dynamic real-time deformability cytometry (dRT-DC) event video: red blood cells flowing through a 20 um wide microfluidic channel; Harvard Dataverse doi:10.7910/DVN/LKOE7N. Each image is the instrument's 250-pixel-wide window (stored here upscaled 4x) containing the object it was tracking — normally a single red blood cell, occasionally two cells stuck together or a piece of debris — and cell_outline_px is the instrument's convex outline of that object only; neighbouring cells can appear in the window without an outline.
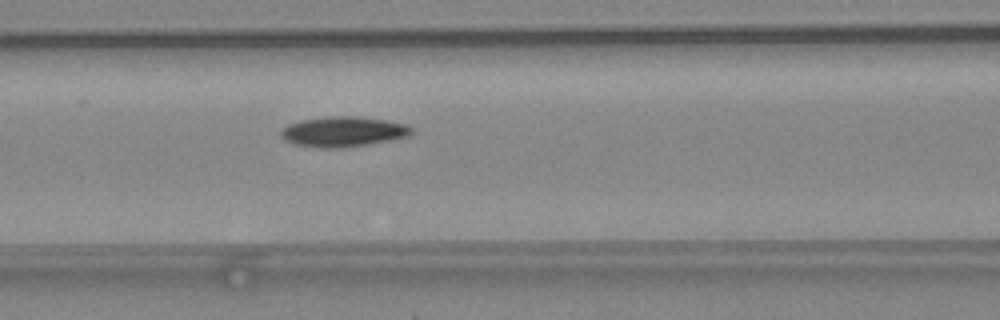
{"species": "common noctule bat (a hibernating species)", "species_latin": "Nyctalus noctula", "temperature_condition": "warm", "stored_images_in_passage": 40, "camera_frame_rate_fps": 3000, "um_per_image_px": 0.085, "animal": {"sex": "female", "body_mass_g": 24.6, "forearm_length_mm": 56.2}, "frame": {"image": 1, "passage_image": 12, "time_ms": 3.667, "image_size_px": [1000, 320], "cell_outline_px": [[416, 132], [408, 136], [368, 144], [340, 148], [320, 148], [292, 144], [284, 140], [280, 136], [280, 132], [288, 124], [300, 120], [332, 116], [356, 116], [388, 120], [408, 124]], "centroid_in_image_um": [29.18, 11.19], "position_along_channel_um": 137.4, "area_um2": 23.18}}
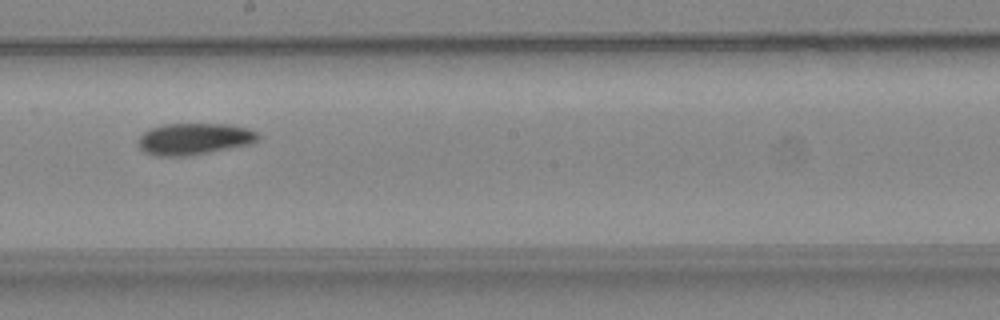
{"frame": {"image": 2, "passage_image": 19, "time_ms": 6.0, "image_size_px": [1000, 320], "cell_outline_px": [[260, 136], [256, 140], [248, 144], [188, 156], [156, 156], [144, 152], [136, 144], [136, 140], [144, 132], [152, 128], [164, 124], [228, 124], [248, 128], [256, 132]], "centroid_in_image_um": [16.44, 11.81], "position_along_channel_um": 231.8, "area_um2": 21.96}}
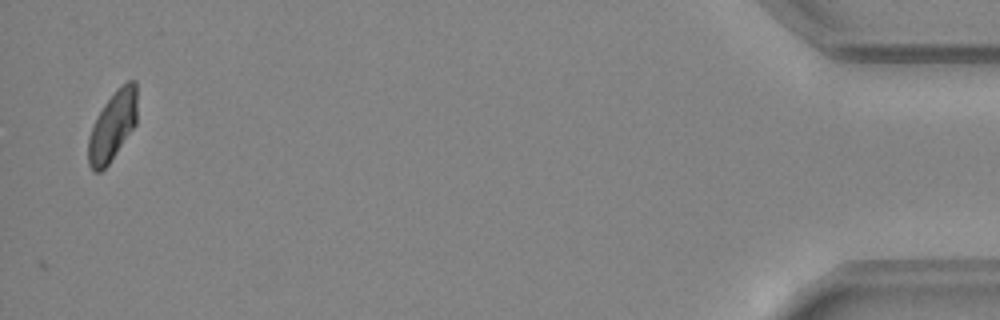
{"frame": {"image": 3, "passage_image": 40, "time_ms": 13.0, "image_size_px": [1000, 320], "cell_outline_px": [[136, 124], [108, 164], [100, 172], [92, 172], [88, 164], [88, 136], [104, 104], [116, 88], [120, 84], [128, 80], [136, 80]], "centroid_in_image_um": [9.56, 10.7], "position_along_channel_um": 425.6, "area_um2": 19.59}, "authors_computed_cell_mechanics": {"area_um2": 21.5305, "velocity_mm_per_s": 4.0439, "shape_relaxation_time_tau1_ms": 5.4103, "shape_relaxation_time_tau2_ms": null, "deformation_change_tau1": 0.1495, "deformation_change_tau2": null}}